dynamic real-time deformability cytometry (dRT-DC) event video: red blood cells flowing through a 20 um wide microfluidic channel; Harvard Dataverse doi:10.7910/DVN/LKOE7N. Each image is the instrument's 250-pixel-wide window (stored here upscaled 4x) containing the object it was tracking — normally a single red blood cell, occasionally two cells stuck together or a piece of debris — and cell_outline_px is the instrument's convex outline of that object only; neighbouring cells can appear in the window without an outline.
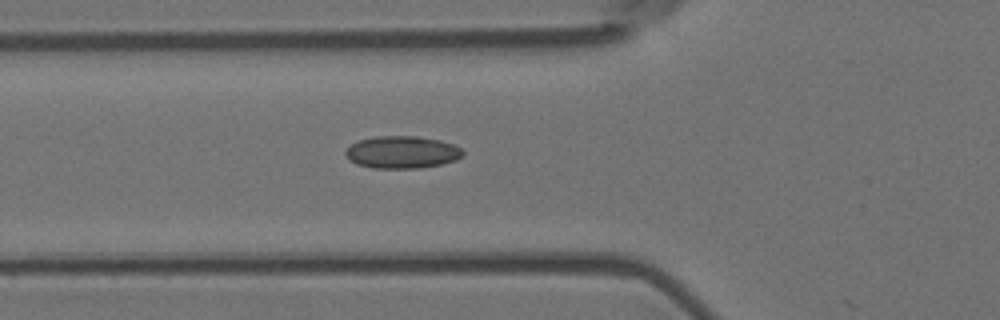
{"species": "Egyptian fruit bat (a non-hibernating species)", "species_latin": "Rousettus aegyptiacus", "temperature_condition": "room temperature", "stored_images_in_passage": 6, "camera_frame_rate_fps": 3000, "um_per_image_px": 0.085, "animal": {"sex": "female"}, "frame": {"image": 1, "passage_image": 6, "time_ms": 1.667, "image_size_px": [1000, 320], "cell_outline_px": [[464, 156], [456, 160], [440, 164], [420, 168], [372, 168], [356, 164], [344, 152], [352, 144], [360, 140], [376, 136], [416, 136], [440, 140], [452, 144], [460, 148], [464, 152]], "centroid_in_image_um": [34.2, 12.94], "position_along_channel_um": 91.6, "area_um2": 21.96}}